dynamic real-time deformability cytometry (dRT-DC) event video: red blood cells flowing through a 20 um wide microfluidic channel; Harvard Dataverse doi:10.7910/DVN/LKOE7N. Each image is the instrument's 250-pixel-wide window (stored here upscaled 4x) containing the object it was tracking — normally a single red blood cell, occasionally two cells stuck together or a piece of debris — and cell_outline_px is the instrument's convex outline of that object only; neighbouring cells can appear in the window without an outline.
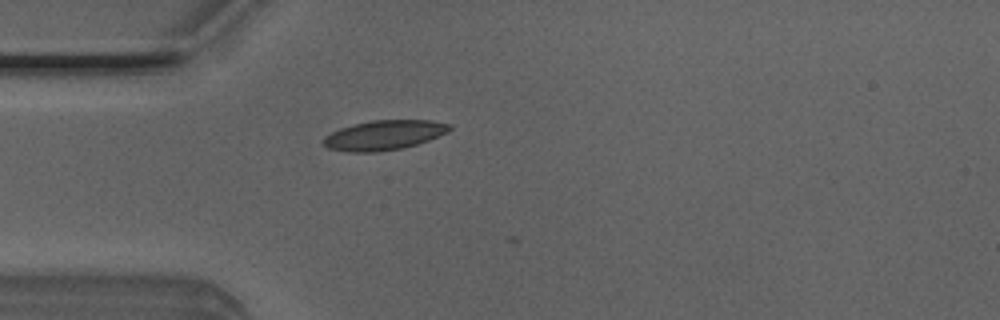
{"species": "Egyptian fruit bat (a non-hibernating species)", "species_latin": "Rousettus aegyptiacus", "temperature_condition": "room temperature", "stored_images_in_passage": 2, "camera_frame_rate_fps": 3000, "um_per_image_px": 0.085, "animal": {"sex": "male"}, "frame": {"image": 1, "passage_image": 1, "time_ms": 0.0, "image_size_px": [1000, 320], "cell_outline_px": [[452, 128], [448, 132], [428, 140], [416, 144], [400, 148], [376, 152], [348, 152], [328, 148], [324, 144], [324, 136], [340, 128], [352, 124], [372, 120], [432, 120], [452, 124]], "centroid_in_image_um": [32.65, 11.47], "position_along_channel_um": 52.3, "area_um2": 21.79}}